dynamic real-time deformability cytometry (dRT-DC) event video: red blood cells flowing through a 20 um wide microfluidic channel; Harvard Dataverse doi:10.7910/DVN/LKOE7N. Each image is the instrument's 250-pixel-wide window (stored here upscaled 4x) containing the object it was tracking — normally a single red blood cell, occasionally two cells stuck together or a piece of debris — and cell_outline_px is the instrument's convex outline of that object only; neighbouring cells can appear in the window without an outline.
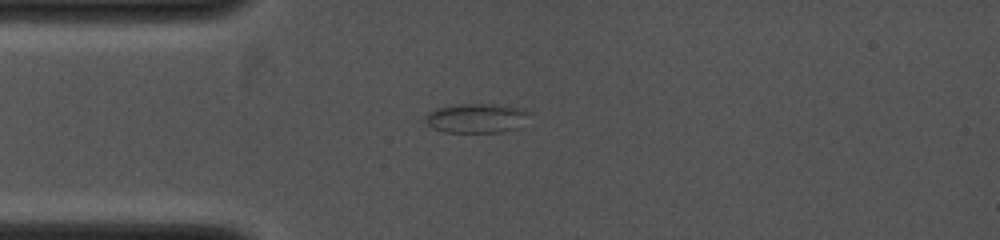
{"species": "common noctule bat (a hibernating species)", "species_latin": "Nyctalus noctula", "temperature_condition": "cold", "stored_images_in_passage": 26, "camera_frame_rate_fps": 4000, "um_per_image_px": 0.085, "animal": {"sex": "female", "body_mass_g": 19.0, "forearm_length_mm": 53.3}, "frame": {"image": 1, "passage_image": 1, "time_ms": 0.0, "image_size_px": [1000, 240], "cell_outline_px": [[532, 112], [516, 128], [500, 132], [444, 132], [432, 128], [424, 120], [424, 116], [428, 112], [440, 108], [460, 104], [492, 104], [516, 108]], "centroid_in_image_um": [40.44, 10.05], "position_along_channel_um": 44.6, "area_um2": 17.46}}
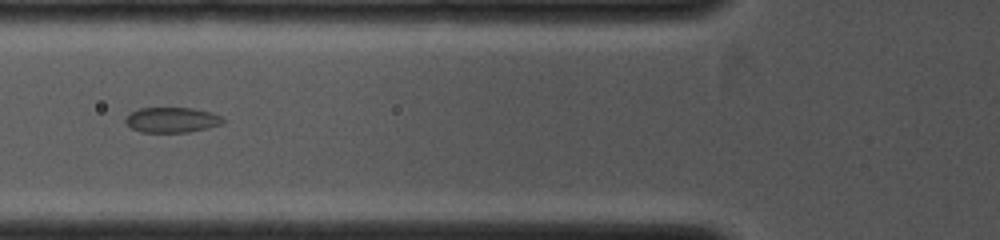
{"frame": {"image": 2, "passage_image": 5, "time_ms": 1.5, "image_size_px": [1000, 240], "cell_outline_px": [[228, 120], [224, 124], [188, 132], [144, 132], [132, 128], [124, 120], [124, 116], [140, 108], [192, 108], [212, 112]], "centroid_in_image_um": [14.66, 10.18], "position_along_channel_um": 111.1, "area_um2": 14.39}}
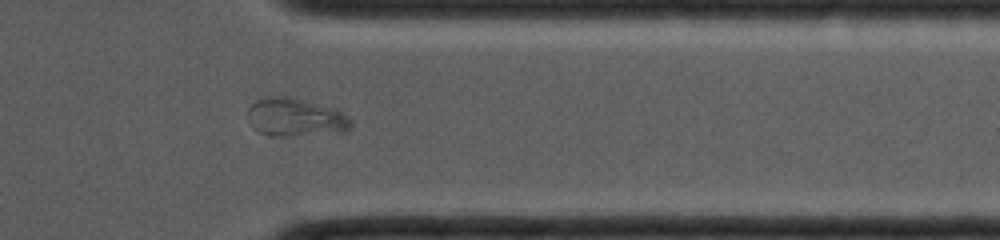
{"frame": {"image": 3, "passage_image": 19, "time_ms": 6.75, "image_size_px": [1000, 240], "cell_outline_px": [[352, 124], [348, 128], [340, 132], [288, 136], [268, 136], [256, 132], [252, 128], [248, 112], [248, 108], [256, 100], [272, 96], [288, 96], [328, 108], [340, 112], [352, 120]], "centroid_in_image_um": [25.03, 10.0], "position_along_channel_um": 386.4, "area_um2": 22.48}}